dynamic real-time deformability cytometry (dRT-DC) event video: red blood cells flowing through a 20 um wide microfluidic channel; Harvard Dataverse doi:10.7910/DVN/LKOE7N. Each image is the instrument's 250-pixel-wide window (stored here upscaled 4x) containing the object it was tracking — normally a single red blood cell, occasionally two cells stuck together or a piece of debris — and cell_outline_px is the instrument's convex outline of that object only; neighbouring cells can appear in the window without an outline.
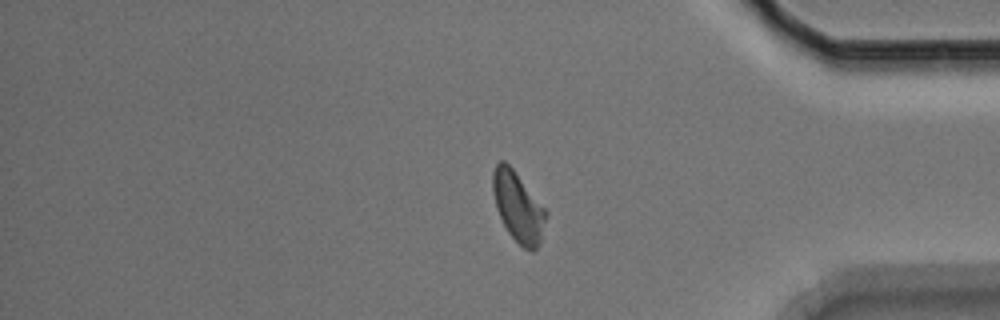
{"species": "Egyptian fruit bat (a non-hibernating species)", "species_latin": "Rousettus aegyptiacus", "temperature_condition": "room temperature", "stored_images_in_passage": 13, "camera_frame_rate_fps": 3000, "um_per_image_px": 0.085, "animal": {"sex": "male"}, "frame": {"image": 1, "passage_image": 13, "time_ms": 4.0, "image_size_px": [1000, 320], "cell_outline_px": [[548, 212], [540, 244], [532, 252], [524, 248], [508, 232], [496, 208], [492, 192], [492, 172], [496, 164], [500, 160], [504, 160], [516, 172]], "centroid_in_image_um": [44.04, 17.57], "position_along_channel_um": 391.2, "area_um2": 21.62}}